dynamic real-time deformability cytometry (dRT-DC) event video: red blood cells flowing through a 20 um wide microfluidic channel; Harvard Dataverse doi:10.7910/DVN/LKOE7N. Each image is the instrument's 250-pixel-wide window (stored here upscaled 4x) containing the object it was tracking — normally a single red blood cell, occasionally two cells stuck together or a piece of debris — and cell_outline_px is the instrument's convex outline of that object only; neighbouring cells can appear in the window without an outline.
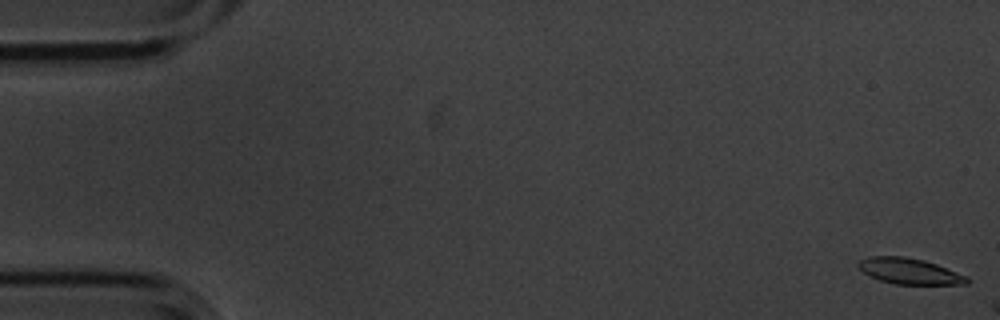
{"species": "common noctule bat (a hibernating species)", "species_latin": "Nyctalus noctula", "temperature_condition": "cold", "stored_images_in_passage": 7, "camera_frame_rate_fps": 3000, "um_per_image_px": 0.085, "animal": {"sex": "male", "body_mass_g": 20.1, "forearm_length_mm": 53.5}, "frame": {"image": 1, "passage_image": 1, "time_ms": 0.0, "image_size_px": [1000, 320], "cell_outline_px": [[968, 284], [896, 284], [880, 280], [868, 276], [856, 264], [860, 260], [868, 256], [904, 256], [924, 260], [936, 264], [968, 276]], "centroid_in_image_um": [77.29, 23.04], "position_along_channel_um": 7.7, "area_um2": 16.36}}